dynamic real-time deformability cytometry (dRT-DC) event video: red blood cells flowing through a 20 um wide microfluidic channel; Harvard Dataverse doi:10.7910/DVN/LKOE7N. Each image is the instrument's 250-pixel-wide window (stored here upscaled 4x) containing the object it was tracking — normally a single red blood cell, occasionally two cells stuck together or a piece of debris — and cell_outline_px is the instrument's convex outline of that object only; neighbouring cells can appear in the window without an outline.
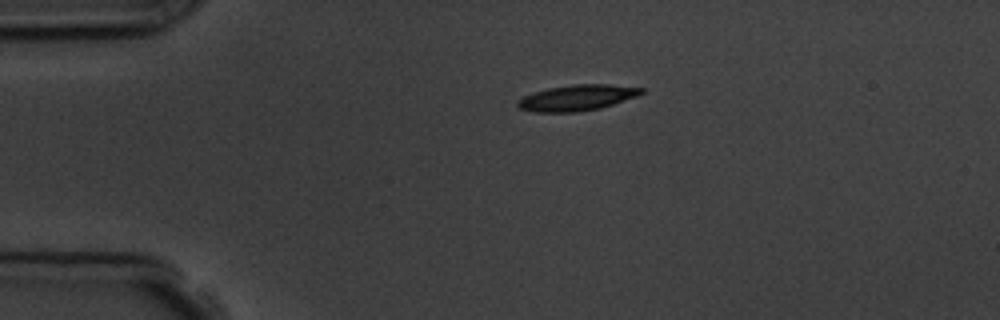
{"species": "common noctule bat (a hibernating species)", "species_latin": "Nyctalus noctula", "temperature_condition": "room temperature", "stored_images_in_passage": 2, "camera_frame_rate_fps": 3000, "um_per_image_px": 0.085, "animal": {"sex": "male", "body_mass_g": 19.5, "forearm_length_mm": 54.6}, "frame": {"image": 1, "passage_image": 1, "time_ms": 0.0, "image_size_px": [1000, 320], "cell_outline_px": [[644, 92], [636, 96], [600, 108], [576, 112], [532, 112], [520, 108], [516, 104], [516, 100], [532, 92], [548, 88], [572, 84], [608, 84], [644, 88]], "centroid_in_image_um": [49.0, 8.3], "position_along_channel_um": 36.0, "area_um2": 18.61}}